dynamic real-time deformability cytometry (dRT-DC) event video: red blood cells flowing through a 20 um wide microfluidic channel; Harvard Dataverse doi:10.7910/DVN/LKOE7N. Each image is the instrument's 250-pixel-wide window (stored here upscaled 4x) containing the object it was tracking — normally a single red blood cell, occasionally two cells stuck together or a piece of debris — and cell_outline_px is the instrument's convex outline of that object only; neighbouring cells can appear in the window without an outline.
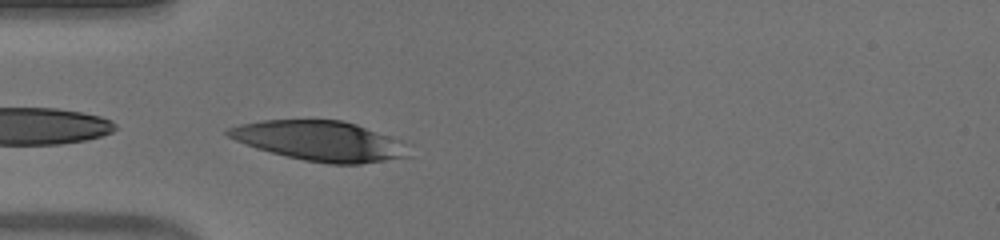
{"species": "human", "species_latin": "Homo sapiens", "temperature_condition": "warm", "stored_images_in_passage": 11, "camera_frame_rate_fps": 3000, "um_per_image_px": 0.085, "donor": {"sex": "male"}, "frame": {"image": 1, "passage_image": 1, "time_ms": 0.0, "image_size_px": [1000, 240], "cell_outline_px": [[408, 156], [360, 164], [332, 164], [304, 160], [256, 148], [236, 140], [228, 136], [224, 132], [224, 128], [240, 124], [260, 120], [344, 120], [356, 124], [388, 136], [396, 140]], "centroid_in_image_um": [27.05, 11.96], "position_along_channel_um": 57.9, "area_um2": 41.04}}
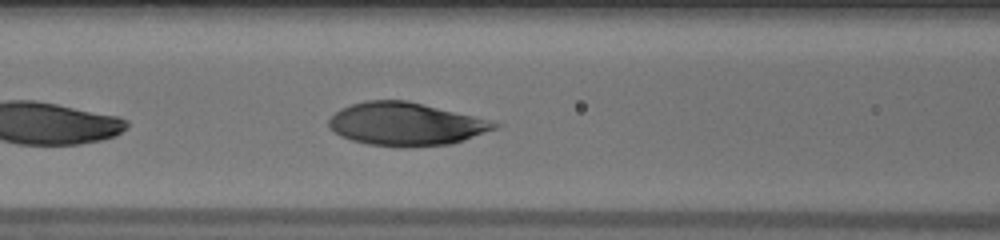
{"frame": {"image": 2, "passage_image": 7, "time_ms": 2.0, "image_size_px": [1000, 240], "cell_outline_px": [[504, 124], [496, 128], [464, 140], [452, 144], [412, 148], [400, 148], [368, 144], [352, 140], [340, 136], [328, 128], [328, 120], [340, 108], [352, 104], [368, 100], [408, 100]], "centroid_in_image_um": [34.46, 10.56], "position_along_channel_um": 132.1, "area_um2": 41.73}}